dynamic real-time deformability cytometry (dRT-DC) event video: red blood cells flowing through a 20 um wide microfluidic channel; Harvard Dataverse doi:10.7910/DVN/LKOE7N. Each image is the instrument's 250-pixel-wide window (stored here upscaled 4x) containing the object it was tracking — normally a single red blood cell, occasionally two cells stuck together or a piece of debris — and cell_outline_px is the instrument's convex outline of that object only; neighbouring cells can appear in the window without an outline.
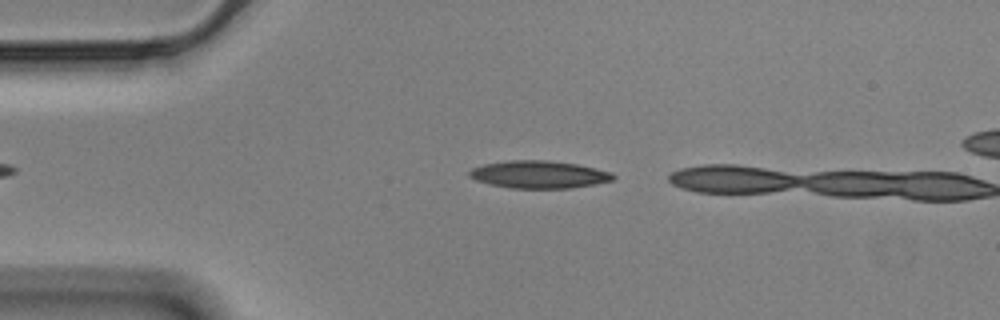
{"species": "Egyptian fruit bat (a non-hibernating species)", "species_latin": "Rousettus aegyptiacus", "temperature_condition": "cold", "stored_images_in_passage": 4, "camera_frame_rate_fps": 3000, "um_per_image_px": 0.085, "animal": {"sex": "male"}, "frame": {"image": 1, "passage_image": 3, "time_ms": 0.667, "image_size_px": [1000, 320], "cell_outline_px": [[616, 176], [612, 180], [572, 188], [508, 188], [476, 180], [468, 176], [468, 172], [472, 168], [484, 164], [508, 160], [548, 160], [576, 164], [612, 172]], "centroid_in_image_um": [45.79, 14.82], "position_along_channel_um": 39.2, "area_um2": 22.95}}